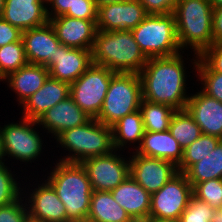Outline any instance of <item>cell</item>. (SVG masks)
<instances>
[{
  "instance_id": "1",
  "label": "cell",
  "mask_w": 222,
  "mask_h": 222,
  "mask_svg": "<svg viewBox=\"0 0 222 222\" xmlns=\"http://www.w3.org/2000/svg\"><path fill=\"white\" fill-rule=\"evenodd\" d=\"M179 53L170 57L149 58L138 73L143 99L184 110L189 100L185 92V67Z\"/></svg>"
},
{
  "instance_id": "2",
  "label": "cell",
  "mask_w": 222,
  "mask_h": 222,
  "mask_svg": "<svg viewBox=\"0 0 222 222\" xmlns=\"http://www.w3.org/2000/svg\"><path fill=\"white\" fill-rule=\"evenodd\" d=\"M147 60L131 30L97 31L92 49L93 64L115 73H139Z\"/></svg>"
},
{
  "instance_id": "3",
  "label": "cell",
  "mask_w": 222,
  "mask_h": 222,
  "mask_svg": "<svg viewBox=\"0 0 222 222\" xmlns=\"http://www.w3.org/2000/svg\"><path fill=\"white\" fill-rule=\"evenodd\" d=\"M47 180L64 203L67 218L86 221L93 190L82 164L60 161Z\"/></svg>"
},
{
  "instance_id": "4",
  "label": "cell",
  "mask_w": 222,
  "mask_h": 222,
  "mask_svg": "<svg viewBox=\"0 0 222 222\" xmlns=\"http://www.w3.org/2000/svg\"><path fill=\"white\" fill-rule=\"evenodd\" d=\"M177 37L181 49H194L198 58L213 44L210 0H178L174 9Z\"/></svg>"
},
{
  "instance_id": "5",
  "label": "cell",
  "mask_w": 222,
  "mask_h": 222,
  "mask_svg": "<svg viewBox=\"0 0 222 222\" xmlns=\"http://www.w3.org/2000/svg\"><path fill=\"white\" fill-rule=\"evenodd\" d=\"M57 141L74 154L60 159L62 162L81 163L84 160L105 155L115 150L112 128L91 118L84 125L67 129L59 134Z\"/></svg>"
},
{
  "instance_id": "6",
  "label": "cell",
  "mask_w": 222,
  "mask_h": 222,
  "mask_svg": "<svg viewBox=\"0 0 222 222\" xmlns=\"http://www.w3.org/2000/svg\"><path fill=\"white\" fill-rule=\"evenodd\" d=\"M131 33L148 59L170 57L180 52L174 13L148 14Z\"/></svg>"
},
{
  "instance_id": "7",
  "label": "cell",
  "mask_w": 222,
  "mask_h": 222,
  "mask_svg": "<svg viewBox=\"0 0 222 222\" xmlns=\"http://www.w3.org/2000/svg\"><path fill=\"white\" fill-rule=\"evenodd\" d=\"M142 99V85L138 73H115L95 119L111 127L125 115L139 110Z\"/></svg>"
},
{
  "instance_id": "8",
  "label": "cell",
  "mask_w": 222,
  "mask_h": 222,
  "mask_svg": "<svg viewBox=\"0 0 222 222\" xmlns=\"http://www.w3.org/2000/svg\"><path fill=\"white\" fill-rule=\"evenodd\" d=\"M114 74L115 72L105 66L92 64L70 84L69 96L86 114L91 118H96Z\"/></svg>"
},
{
  "instance_id": "9",
  "label": "cell",
  "mask_w": 222,
  "mask_h": 222,
  "mask_svg": "<svg viewBox=\"0 0 222 222\" xmlns=\"http://www.w3.org/2000/svg\"><path fill=\"white\" fill-rule=\"evenodd\" d=\"M193 196V187L183 172H178L160 190L151 194L149 218L179 219Z\"/></svg>"
},
{
  "instance_id": "10",
  "label": "cell",
  "mask_w": 222,
  "mask_h": 222,
  "mask_svg": "<svg viewBox=\"0 0 222 222\" xmlns=\"http://www.w3.org/2000/svg\"><path fill=\"white\" fill-rule=\"evenodd\" d=\"M22 122L11 123L1 128L4 155L15 157L22 162H31L41 152L42 140L32 128L38 121L22 117Z\"/></svg>"
},
{
  "instance_id": "11",
  "label": "cell",
  "mask_w": 222,
  "mask_h": 222,
  "mask_svg": "<svg viewBox=\"0 0 222 222\" xmlns=\"http://www.w3.org/2000/svg\"><path fill=\"white\" fill-rule=\"evenodd\" d=\"M93 191H111L130 176V162L111 153L91 157L83 162Z\"/></svg>"
},
{
  "instance_id": "12",
  "label": "cell",
  "mask_w": 222,
  "mask_h": 222,
  "mask_svg": "<svg viewBox=\"0 0 222 222\" xmlns=\"http://www.w3.org/2000/svg\"><path fill=\"white\" fill-rule=\"evenodd\" d=\"M130 162V175L148 193L160 190L178 173L177 166L167 160L135 153Z\"/></svg>"
},
{
  "instance_id": "13",
  "label": "cell",
  "mask_w": 222,
  "mask_h": 222,
  "mask_svg": "<svg viewBox=\"0 0 222 222\" xmlns=\"http://www.w3.org/2000/svg\"><path fill=\"white\" fill-rule=\"evenodd\" d=\"M148 14L139 0H123L98 7L97 30H131L141 23Z\"/></svg>"
},
{
  "instance_id": "14",
  "label": "cell",
  "mask_w": 222,
  "mask_h": 222,
  "mask_svg": "<svg viewBox=\"0 0 222 222\" xmlns=\"http://www.w3.org/2000/svg\"><path fill=\"white\" fill-rule=\"evenodd\" d=\"M22 41L28 64L51 67V58H55L61 45L50 22L45 25L22 31Z\"/></svg>"
},
{
  "instance_id": "15",
  "label": "cell",
  "mask_w": 222,
  "mask_h": 222,
  "mask_svg": "<svg viewBox=\"0 0 222 222\" xmlns=\"http://www.w3.org/2000/svg\"><path fill=\"white\" fill-rule=\"evenodd\" d=\"M57 39L71 48L92 50L97 33V20H84L61 15L49 19Z\"/></svg>"
},
{
  "instance_id": "16",
  "label": "cell",
  "mask_w": 222,
  "mask_h": 222,
  "mask_svg": "<svg viewBox=\"0 0 222 222\" xmlns=\"http://www.w3.org/2000/svg\"><path fill=\"white\" fill-rule=\"evenodd\" d=\"M92 50L60 45L48 69L50 77L69 84L76 81L91 65Z\"/></svg>"
},
{
  "instance_id": "17",
  "label": "cell",
  "mask_w": 222,
  "mask_h": 222,
  "mask_svg": "<svg viewBox=\"0 0 222 222\" xmlns=\"http://www.w3.org/2000/svg\"><path fill=\"white\" fill-rule=\"evenodd\" d=\"M185 109L201 133L222 139V102L200 91L189 97Z\"/></svg>"
},
{
  "instance_id": "18",
  "label": "cell",
  "mask_w": 222,
  "mask_h": 222,
  "mask_svg": "<svg viewBox=\"0 0 222 222\" xmlns=\"http://www.w3.org/2000/svg\"><path fill=\"white\" fill-rule=\"evenodd\" d=\"M29 217L32 222H69L65 205L53 187L46 182L30 195Z\"/></svg>"
},
{
  "instance_id": "19",
  "label": "cell",
  "mask_w": 222,
  "mask_h": 222,
  "mask_svg": "<svg viewBox=\"0 0 222 222\" xmlns=\"http://www.w3.org/2000/svg\"><path fill=\"white\" fill-rule=\"evenodd\" d=\"M43 0H5L2 18L21 31L45 25L47 7Z\"/></svg>"
},
{
  "instance_id": "20",
  "label": "cell",
  "mask_w": 222,
  "mask_h": 222,
  "mask_svg": "<svg viewBox=\"0 0 222 222\" xmlns=\"http://www.w3.org/2000/svg\"><path fill=\"white\" fill-rule=\"evenodd\" d=\"M90 119L69 96L47 110L37 121L57 137L67 129L84 125Z\"/></svg>"
},
{
  "instance_id": "21",
  "label": "cell",
  "mask_w": 222,
  "mask_h": 222,
  "mask_svg": "<svg viewBox=\"0 0 222 222\" xmlns=\"http://www.w3.org/2000/svg\"><path fill=\"white\" fill-rule=\"evenodd\" d=\"M70 84L48 77L44 85L23 103L24 118L37 121L47 110L65 100Z\"/></svg>"
},
{
  "instance_id": "22",
  "label": "cell",
  "mask_w": 222,
  "mask_h": 222,
  "mask_svg": "<svg viewBox=\"0 0 222 222\" xmlns=\"http://www.w3.org/2000/svg\"><path fill=\"white\" fill-rule=\"evenodd\" d=\"M110 192L132 220L149 219L151 194L138 184L131 175Z\"/></svg>"
},
{
  "instance_id": "23",
  "label": "cell",
  "mask_w": 222,
  "mask_h": 222,
  "mask_svg": "<svg viewBox=\"0 0 222 222\" xmlns=\"http://www.w3.org/2000/svg\"><path fill=\"white\" fill-rule=\"evenodd\" d=\"M137 154L170 161L178 166L183 157V148L171 135L170 131H145Z\"/></svg>"
},
{
  "instance_id": "24",
  "label": "cell",
  "mask_w": 222,
  "mask_h": 222,
  "mask_svg": "<svg viewBox=\"0 0 222 222\" xmlns=\"http://www.w3.org/2000/svg\"><path fill=\"white\" fill-rule=\"evenodd\" d=\"M49 76L44 65L27 64L4 79H7L9 87L17 93V98L19 96V103L23 104L44 85Z\"/></svg>"
},
{
  "instance_id": "25",
  "label": "cell",
  "mask_w": 222,
  "mask_h": 222,
  "mask_svg": "<svg viewBox=\"0 0 222 222\" xmlns=\"http://www.w3.org/2000/svg\"><path fill=\"white\" fill-rule=\"evenodd\" d=\"M88 222H131L128 213L113 198L110 191H93Z\"/></svg>"
},
{
  "instance_id": "26",
  "label": "cell",
  "mask_w": 222,
  "mask_h": 222,
  "mask_svg": "<svg viewBox=\"0 0 222 222\" xmlns=\"http://www.w3.org/2000/svg\"><path fill=\"white\" fill-rule=\"evenodd\" d=\"M185 175L192 187L207 180L222 179V140L208 156L194 163Z\"/></svg>"
},
{
  "instance_id": "27",
  "label": "cell",
  "mask_w": 222,
  "mask_h": 222,
  "mask_svg": "<svg viewBox=\"0 0 222 222\" xmlns=\"http://www.w3.org/2000/svg\"><path fill=\"white\" fill-rule=\"evenodd\" d=\"M113 145L117 148H124L127 142H137L141 144L144 136V125L139 110L125 115L112 126Z\"/></svg>"
},
{
  "instance_id": "28",
  "label": "cell",
  "mask_w": 222,
  "mask_h": 222,
  "mask_svg": "<svg viewBox=\"0 0 222 222\" xmlns=\"http://www.w3.org/2000/svg\"><path fill=\"white\" fill-rule=\"evenodd\" d=\"M139 111L145 131L164 132L169 130L170 121L176 109L166 104L152 103L142 99Z\"/></svg>"
},
{
  "instance_id": "29",
  "label": "cell",
  "mask_w": 222,
  "mask_h": 222,
  "mask_svg": "<svg viewBox=\"0 0 222 222\" xmlns=\"http://www.w3.org/2000/svg\"><path fill=\"white\" fill-rule=\"evenodd\" d=\"M169 131L183 149L202 134L200 127L186 109L176 110L171 118Z\"/></svg>"
},
{
  "instance_id": "30",
  "label": "cell",
  "mask_w": 222,
  "mask_h": 222,
  "mask_svg": "<svg viewBox=\"0 0 222 222\" xmlns=\"http://www.w3.org/2000/svg\"><path fill=\"white\" fill-rule=\"evenodd\" d=\"M222 139L216 136L201 134L192 144L183 149V157L177 166L178 172L185 173L194 163L209 155Z\"/></svg>"
},
{
  "instance_id": "31",
  "label": "cell",
  "mask_w": 222,
  "mask_h": 222,
  "mask_svg": "<svg viewBox=\"0 0 222 222\" xmlns=\"http://www.w3.org/2000/svg\"><path fill=\"white\" fill-rule=\"evenodd\" d=\"M28 64L22 39L0 47V78Z\"/></svg>"
},
{
  "instance_id": "32",
  "label": "cell",
  "mask_w": 222,
  "mask_h": 222,
  "mask_svg": "<svg viewBox=\"0 0 222 222\" xmlns=\"http://www.w3.org/2000/svg\"><path fill=\"white\" fill-rule=\"evenodd\" d=\"M195 62L197 74L201 82H204L203 92L210 97L222 102V73L212 71L199 57Z\"/></svg>"
},
{
  "instance_id": "33",
  "label": "cell",
  "mask_w": 222,
  "mask_h": 222,
  "mask_svg": "<svg viewBox=\"0 0 222 222\" xmlns=\"http://www.w3.org/2000/svg\"><path fill=\"white\" fill-rule=\"evenodd\" d=\"M193 196L208 203L214 209L222 208V179H212L197 183L193 187Z\"/></svg>"
},
{
  "instance_id": "34",
  "label": "cell",
  "mask_w": 222,
  "mask_h": 222,
  "mask_svg": "<svg viewBox=\"0 0 222 222\" xmlns=\"http://www.w3.org/2000/svg\"><path fill=\"white\" fill-rule=\"evenodd\" d=\"M216 209L208 203L198 200L192 196L188 206L180 216V222H211Z\"/></svg>"
},
{
  "instance_id": "35",
  "label": "cell",
  "mask_w": 222,
  "mask_h": 222,
  "mask_svg": "<svg viewBox=\"0 0 222 222\" xmlns=\"http://www.w3.org/2000/svg\"><path fill=\"white\" fill-rule=\"evenodd\" d=\"M4 163L0 164V206L11 204L19 198L18 183Z\"/></svg>"
},
{
  "instance_id": "36",
  "label": "cell",
  "mask_w": 222,
  "mask_h": 222,
  "mask_svg": "<svg viewBox=\"0 0 222 222\" xmlns=\"http://www.w3.org/2000/svg\"><path fill=\"white\" fill-rule=\"evenodd\" d=\"M21 201V198H18L11 204L0 206V222H29V211Z\"/></svg>"
},
{
  "instance_id": "37",
  "label": "cell",
  "mask_w": 222,
  "mask_h": 222,
  "mask_svg": "<svg viewBox=\"0 0 222 222\" xmlns=\"http://www.w3.org/2000/svg\"><path fill=\"white\" fill-rule=\"evenodd\" d=\"M199 58L215 72L222 73V44H212Z\"/></svg>"
},
{
  "instance_id": "38",
  "label": "cell",
  "mask_w": 222,
  "mask_h": 222,
  "mask_svg": "<svg viewBox=\"0 0 222 222\" xmlns=\"http://www.w3.org/2000/svg\"><path fill=\"white\" fill-rule=\"evenodd\" d=\"M97 12L95 0H78L75 5V13H65L64 15L84 20H97Z\"/></svg>"
},
{
  "instance_id": "39",
  "label": "cell",
  "mask_w": 222,
  "mask_h": 222,
  "mask_svg": "<svg viewBox=\"0 0 222 222\" xmlns=\"http://www.w3.org/2000/svg\"><path fill=\"white\" fill-rule=\"evenodd\" d=\"M147 14L173 13L178 0H139Z\"/></svg>"
},
{
  "instance_id": "40",
  "label": "cell",
  "mask_w": 222,
  "mask_h": 222,
  "mask_svg": "<svg viewBox=\"0 0 222 222\" xmlns=\"http://www.w3.org/2000/svg\"><path fill=\"white\" fill-rule=\"evenodd\" d=\"M22 39V31L12 26L8 21L0 18V47L20 41Z\"/></svg>"
},
{
  "instance_id": "41",
  "label": "cell",
  "mask_w": 222,
  "mask_h": 222,
  "mask_svg": "<svg viewBox=\"0 0 222 222\" xmlns=\"http://www.w3.org/2000/svg\"><path fill=\"white\" fill-rule=\"evenodd\" d=\"M77 1L78 0H48L47 4L50 3L49 5L52 7L51 12L53 13L47 9L48 19L64 15L65 13H75Z\"/></svg>"
},
{
  "instance_id": "42",
  "label": "cell",
  "mask_w": 222,
  "mask_h": 222,
  "mask_svg": "<svg viewBox=\"0 0 222 222\" xmlns=\"http://www.w3.org/2000/svg\"><path fill=\"white\" fill-rule=\"evenodd\" d=\"M212 36L213 44H222V6L213 7Z\"/></svg>"
},
{
  "instance_id": "43",
  "label": "cell",
  "mask_w": 222,
  "mask_h": 222,
  "mask_svg": "<svg viewBox=\"0 0 222 222\" xmlns=\"http://www.w3.org/2000/svg\"><path fill=\"white\" fill-rule=\"evenodd\" d=\"M211 222H222V208L215 211Z\"/></svg>"
},
{
  "instance_id": "44",
  "label": "cell",
  "mask_w": 222,
  "mask_h": 222,
  "mask_svg": "<svg viewBox=\"0 0 222 222\" xmlns=\"http://www.w3.org/2000/svg\"><path fill=\"white\" fill-rule=\"evenodd\" d=\"M122 0H95V4L96 7H100L102 5H106V4H112V3H116V2H120Z\"/></svg>"
},
{
  "instance_id": "45",
  "label": "cell",
  "mask_w": 222,
  "mask_h": 222,
  "mask_svg": "<svg viewBox=\"0 0 222 222\" xmlns=\"http://www.w3.org/2000/svg\"><path fill=\"white\" fill-rule=\"evenodd\" d=\"M148 222H180L179 219H158V218H149Z\"/></svg>"
},
{
  "instance_id": "46",
  "label": "cell",
  "mask_w": 222,
  "mask_h": 222,
  "mask_svg": "<svg viewBox=\"0 0 222 222\" xmlns=\"http://www.w3.org/2000/svg\"><path fill=\"white\" fill-rule=\"evenodd\" d=\"M4 150H3V143H2V136L0 131V164L4 163L2 162V159L4 158Z\"/></svg>"
},
{
  "instance_id": "47",
  "label": "cell",
  "mask_w": 222,
  "mask_h": 222,
  "mask_svg": "<svg viewBox=\"0 0 222 222\" xmlns=\"http://www.w3.org/2000/svg\"><path fill=\"white\" fill-rule=\"evenodd\" d=\"M212 3V7H221L222 6V0H210Z\"/></svg>"
},
{
  "instance_id": "48",
  "label": "cell",
  "mask_w": 222,
  "mask_h": 222,
  "mask_svg": "<svg viewBox=\"0 0 222 222\" xmlns=\"http://www.w3.org/2000/svg\"><path fill=\"white\" fill-rule=\"evenodd\" d=\"M4 2L5 0H0V18L3 16Z\"/></svg>"
},
{
  "instance_id": "49",
  "label": "cell",
  "mask_w": 222,
  "mask_h": 222,
  "mask_svg": "<svg viewBox=\"0 0 222 222\" xmlns=\"http://www.w3.org/2000/svg\"><path fill=\"white\" fill-rule=\"evenodd\" d=\"M131 222H148L147 220H132Z\"/></svg>"
},
{
  "instance_id": "50",
  "label": "cell",
  "mask_w": 222,
  "mask_h": 222,
  "mask_svg": "<svg viewBox=\"0 0 222 222\" xmlns=\"http://www.w3.org/2000/svg\"><path fill=\"white\" fill-rule=\"evenodd\" d=\"M69 222H88V221L86 220V221H69Z\"/></svg>"
}]
</instances>
